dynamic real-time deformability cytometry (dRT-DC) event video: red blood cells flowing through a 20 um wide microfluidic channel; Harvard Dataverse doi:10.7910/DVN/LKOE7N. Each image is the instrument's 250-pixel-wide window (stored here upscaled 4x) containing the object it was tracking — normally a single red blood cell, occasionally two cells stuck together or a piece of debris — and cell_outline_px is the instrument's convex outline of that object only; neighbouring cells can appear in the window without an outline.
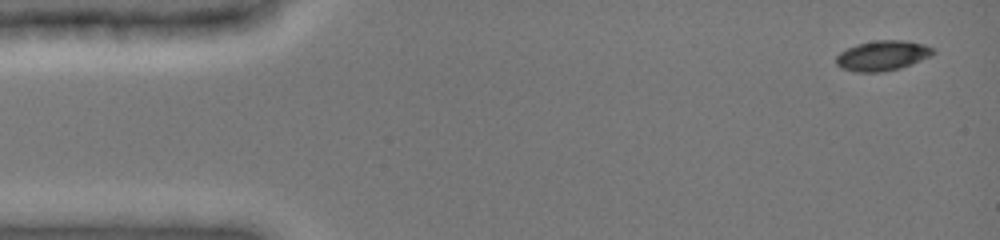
{"species": "common noctule bat (a hibernating species)", "species_latin": "Nyctalus noctula", "temperature_condition": "cold", "stored_images_in_passage": 6, "camera_frame_rate_fps": 3000, "um_per_image_px": 0.085, "animal": {"sex": "female", "body_mass_g": 19.0, "forearm_length_mm": 51.5}, "frame": {"image": 1, "passage_image": 1, "time_ms": 0.0, "image_size_px": [1000, 240], "cell_outline_px": [[936, 52], [932, 56], [900, 68], [884, 72], [856, 72], [840, 68], [836, 64], [836, 56], [840, 52], [856, 44], [876, 40], [900, 40], [924, 44], [936, 48]], "centroid_in_image_um": [75.03, 4.73], "position_along_channel_um": 10.0, "area_um2": 17.17}}
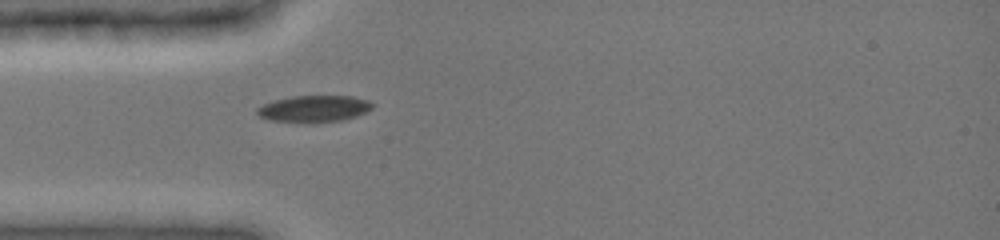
{"frame": {"image": 2, "passage_image": 6, "time_ms": 4.0, "image_size_px": [1000, 240], "cell_outline_px": [[376, 104], [372, 108], [356, 116], [344, 120], [308, 124], [268, 120], [260, 116], [256, 112], [256, 108], [264, 104], [276, 100], [292, 96], [352, 96], [368, 100]], "centroid_in_image_um": [26.7, 9.26], "position_along_channel_um": 58.3, "area_um2": 18.21}}